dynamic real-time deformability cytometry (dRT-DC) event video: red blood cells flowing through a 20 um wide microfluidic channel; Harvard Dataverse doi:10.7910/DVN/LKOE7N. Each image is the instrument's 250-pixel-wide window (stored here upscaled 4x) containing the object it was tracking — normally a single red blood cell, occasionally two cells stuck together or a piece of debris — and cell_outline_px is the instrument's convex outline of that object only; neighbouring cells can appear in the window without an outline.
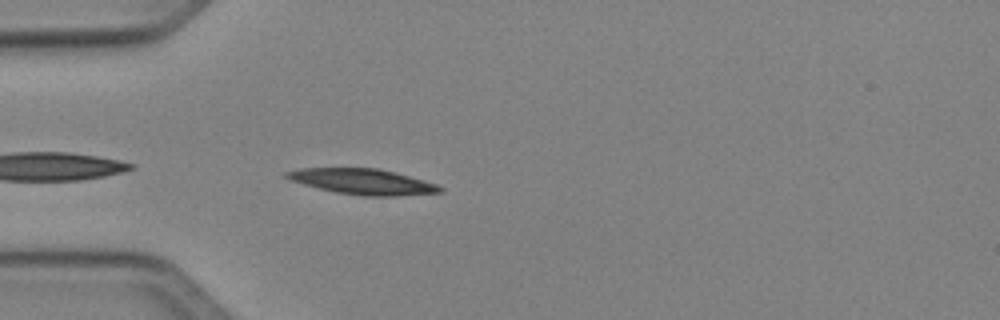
{"species": "Egyptian fruit bat (a non-hibernating species)", "species_latin": "Rousettus aegyptiacus", "temperature_condition": "cold", "stored_images_in_passage": 33, "camera_frame_rate_fps": 3000, "um_per_image_px": 0.085, "animal": {"sex": "female"}, "frame": {"image": 1, "passage_image": 2, "time_ms": 0.333, "image_size_px": [1000, 320], "cell_outline_px": [[444, 192], [396, 196], [364, 196], [336, 192], [288, 180], [284, 176], [284, 172], [300, 168], [376, 168], [396, 172], [436, 184], [444, 188]], "centroid_in_image_um": [30.83, 15.43], "position_along_channel_um": 54.2, "area_um2": 22.83}}
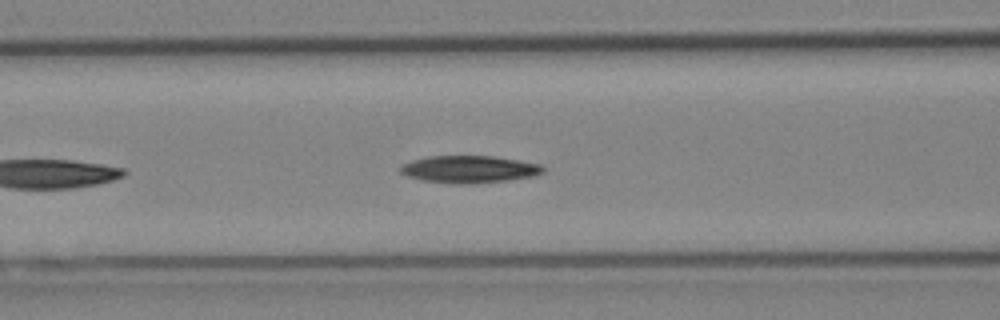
{"frame": {"image": 2, "passage_image": 8, "time_ms": 2.333, "image_size_px": [1000, 320], "cell_outline_px": [[544, 172], [536, 176], [508, 180], [472, 184], [456, 184], [424, 180], [408, 176], [400, 172], [400, 164], [412, 160], [428, 156], [492, 156], [540, 164], [544, 168]], "centroid_in_image_um": [39.88, 14.39], "position_along_channel_um": 126.7, "area_um2": 22.66}}
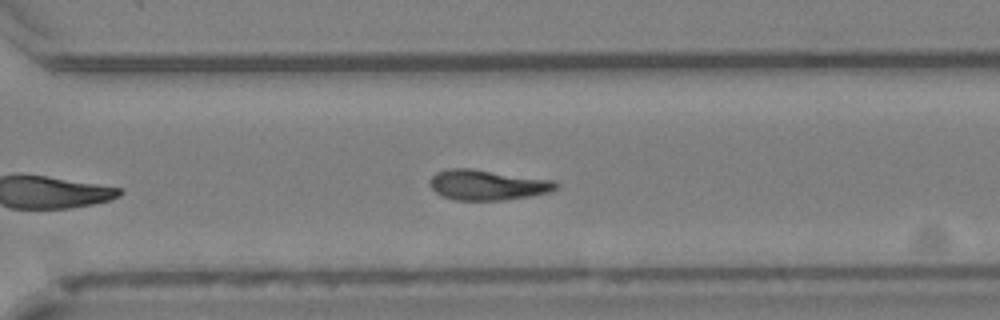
{"frame": {"image": 3, "passage_image": 23, "time_ms": 7.333, "image_size_px": [1000, 320], "cell_outline_px": [[560, 184], [552, 192], [532, 196], [504, 200], [456, 200], [440, 196], [428, 184], [432, 176], [436, 172], [448, 168], [472, 168], [556, 180]], "centroid_in_image_um": [41.46, 15.71], "position_along_channel_um": 329.1, "area_um2": 22.72}, "authors_computed_cell_mechanics": {"area_um2": 22.542, "velocity_mm_per_s": 4.0523, "shape_relaxation_time_tau1_ms": 7.5281, "shape_relaxation_time_tau2_ms": null, "deformation_change_tau1": 0.1404, "deformation_change_tau2": null}}